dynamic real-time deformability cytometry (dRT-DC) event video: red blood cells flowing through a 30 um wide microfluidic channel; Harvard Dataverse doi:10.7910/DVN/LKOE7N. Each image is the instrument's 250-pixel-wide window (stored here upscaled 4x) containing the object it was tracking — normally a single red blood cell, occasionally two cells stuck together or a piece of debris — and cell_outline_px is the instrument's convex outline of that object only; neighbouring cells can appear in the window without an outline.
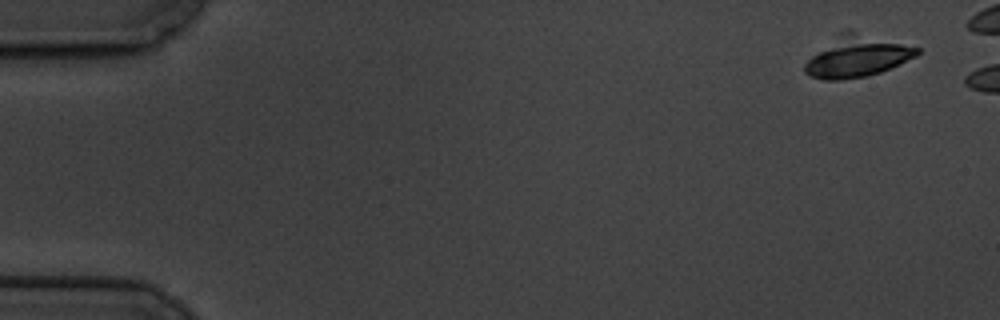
{"species": "common noctule bat (a hibernating species)", "species_latin": "Nyctalus noctula", "temperature_condition": "cold", "stored_images_in_passage": 3, "camera_frame_rate_fps": 3000, "um_per_image_px": 0.085, "animal": {"sex": "male", "body_mass_g": 19.5, "forearm_length_mm": 54.6}, "frame": {"image": 1, "passage_image": 1, "time_ms": 0.0, "image_size_px": [1000, 320], "cell_outline_px": [[920, 52], [916, 56], [880, 72], [868, 76], [840, 80], [824, 80], [812, 76], [804, 72], [804, 64], [812, 56], [840, 32], [852, 32], [920, 48]], "centroid_in_image_um": [72.83, 4.84], "position_along_channel_um": 12.2, "area_um2": 25.89}}